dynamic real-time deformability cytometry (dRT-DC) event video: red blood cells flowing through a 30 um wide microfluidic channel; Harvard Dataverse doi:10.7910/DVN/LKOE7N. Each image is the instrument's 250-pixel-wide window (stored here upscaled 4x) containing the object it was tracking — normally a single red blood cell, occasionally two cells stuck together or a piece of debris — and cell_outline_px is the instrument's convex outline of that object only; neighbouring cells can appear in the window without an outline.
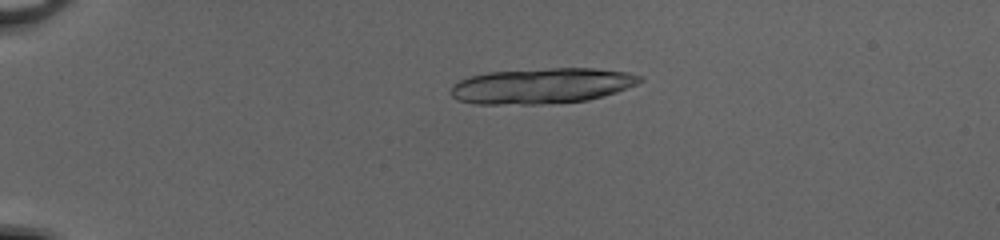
{"species": "common noctule bat (a hibernating species)", "species_latin": "Nyctalus noctula", "temperature_condition": "cold", "stored_images_in_passage": 22, "camera_frame_rate_fps": 3000, "um_per_image_px": 0.085, "animal": {"sex": "female", "body_mass_g": 20.0, "forearm_length_mm": 54.0}, "frame": {"image": 1, "passage_image": 13, "time_ms": 4.0, "image_size_px": [1000, 240], "cell_outline_px": [[644, 80], [636, 84], [616, 92], [604, 96], [588, 100], [540, 104], [472, 104], [456, 100], [448, 92], [452, 84], [468, 76], [488, 72], [552, 68], [592, 68], [628, 72], [640, 76]], "centroid_in_image_um": [45.99, 7.3], "position_along_channel_um": 39.0, "area_um2": 39.36}}